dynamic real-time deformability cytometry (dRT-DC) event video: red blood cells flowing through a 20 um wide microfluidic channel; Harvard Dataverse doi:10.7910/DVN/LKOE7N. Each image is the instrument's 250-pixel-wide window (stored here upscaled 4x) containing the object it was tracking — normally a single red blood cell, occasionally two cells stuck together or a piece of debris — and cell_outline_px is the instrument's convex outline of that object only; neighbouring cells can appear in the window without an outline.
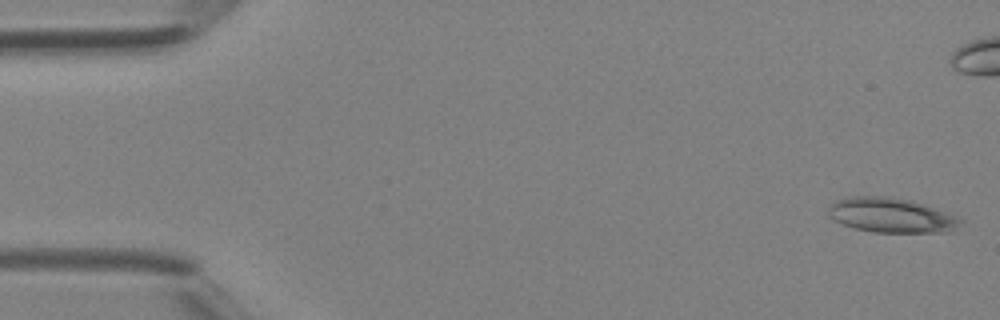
{"species": "Egyptian fruit bat (a non-hibernating species)", "species_latin": "Rousettus aegyptiacus", "temperature_condition": "room temperature", "stored_images_in_passage": 42, "camera_frame_rate_fps": 3000, "um_per_image_px": 0.085, "animal": {"sex": "female"}, "frame": {"image": 1, "passage_image": 1, "time_ms": 0.0, "image_size_px": [1000, 320], "cell_outline_px": [[964, 220], [956, 232], [872, 232], [856, 228], [832, 220], [828, 216], [828, 208], [836, 200], [848, 196], [888, 196], [912, 200], [924, 204], [956, 216]], "centroid_in_image_um": [75.78, 18.3], "position_along_channel_um": 9.2, "area_um2": 26.99}}
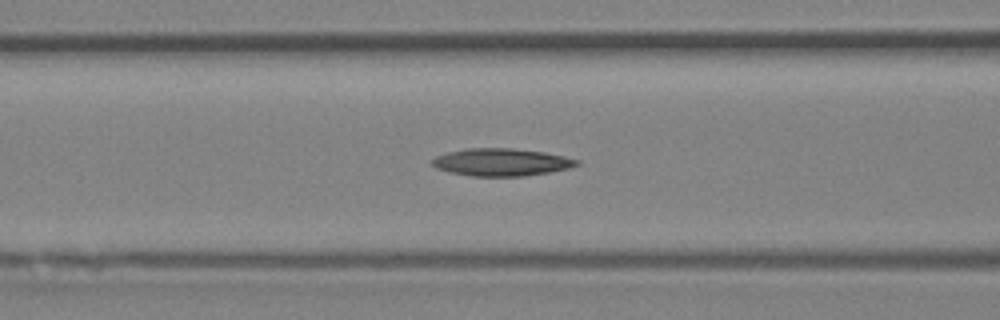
{"frame": {"image": 2, "passage_image": 17, "time_ms": 5.333, "image_size_px": [1000, 320], "cell_outline_px": [[580, 164], [568, 168], [548, 172], [524, 176], [472, 176], [448, 172], [436, 168], [428, 164], [436, 156], [448, 152], [468, 148], [512, 148], [544, 152], [564, 156], [580, 160]], "centroid_in_image_um": [42.58, 13.78], "position_along_channel_um": 124.0, "area_um2": 23.24}}
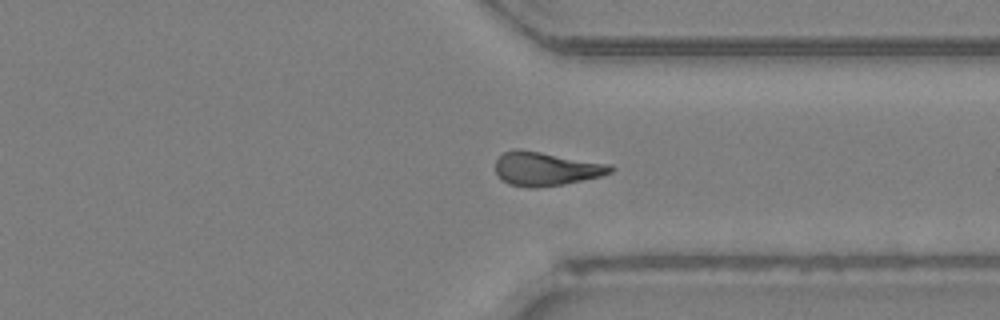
{"frame": {"image": 3, "passage_image": 32, "time_ms": 10.333, "image_size_px": [1000, 320], "cell_outline_px": [[616, 168], [612, 172], [600, 176], [564, 184], [536, 188], [528, 188], [508, 184], [500, 180], [496, 176], [496, 160], [504, 152], [512, 148], [520, 148], [612, 164]], "centroid_in_image_um": [46.39, 14.34], "position_along_channel_um": 365.0, "area_um2": 23.12}}